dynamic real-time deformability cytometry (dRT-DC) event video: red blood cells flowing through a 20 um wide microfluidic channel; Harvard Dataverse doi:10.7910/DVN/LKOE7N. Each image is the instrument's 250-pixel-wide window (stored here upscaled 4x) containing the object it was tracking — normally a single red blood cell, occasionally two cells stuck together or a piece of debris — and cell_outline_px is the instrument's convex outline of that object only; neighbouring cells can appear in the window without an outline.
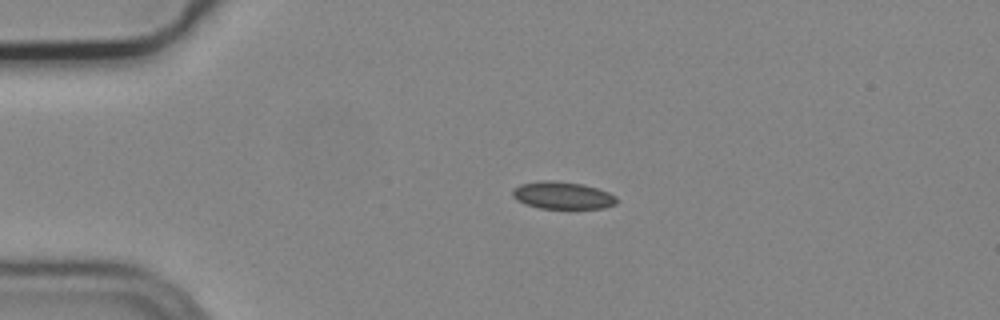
{"species": "common noctule bat (a hibernating species)", "species_latin": "Nyctalus noctula", "temperature_condition": "cold", "stored_images_in_passage": 4, "camera_frame_rate_fps": 3000, "um_per_image_px": 0.085, "animal": {"sex": "male", "body_mass_g": 19.2, "forearm_length_mm": 51.8}, "frame": {"image": 1, "passage_image": 3, "time_ms": 0.667, "image_size_px": [1000, 320], "cell_outline_px": [[620, 200], [616, 204], [604, 208], [540, 208], [524, 204], [516, 200], [512, 196], [512, 188], [520, 184], [536, 180], [556, 180], [584, 184], [608, 192], [616, 196]], "centroid_in_image_um": [47.79, 16.59], "position_along_channel_um": 37.2, "area_um2": 16.94}}